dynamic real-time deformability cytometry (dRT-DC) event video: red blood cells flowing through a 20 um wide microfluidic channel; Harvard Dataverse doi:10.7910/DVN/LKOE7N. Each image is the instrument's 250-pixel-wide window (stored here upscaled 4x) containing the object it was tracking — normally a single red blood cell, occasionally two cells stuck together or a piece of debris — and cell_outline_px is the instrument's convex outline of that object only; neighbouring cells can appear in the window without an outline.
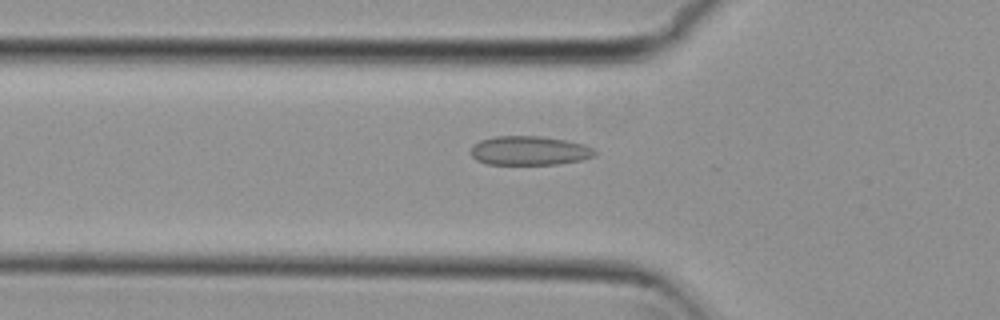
{"species": "common noctule bat (a hibernating species)", "species_latin": "Nyctalus noctula", "temperature_condition": "cold", "stored_images_in_passage": 38, "camera_frame_rate_fps": 3000, "um_per_image_px": 0.085, "animal": {"sex": "female", "body_mass_g": 29.2, "forearm_length_mm": 56.3}, "frame": {"image": 1, "passage_image": 3, "time_ms": 0.667, "image_size_px": [1000, 320], "cell_outline_px": [[596, 156], [580, 160], [560, 164], [488, 164], [476, 160], [472, 156], [472, 144], [480, 140], [492, 136], [540, 136], [564, 140], [584, 144], [592, 148], [596, 152]], "centroid_in_image_um": [44.99, 12.8], "position_along_channel_um": 80.8, "area_um2": 21.04}}
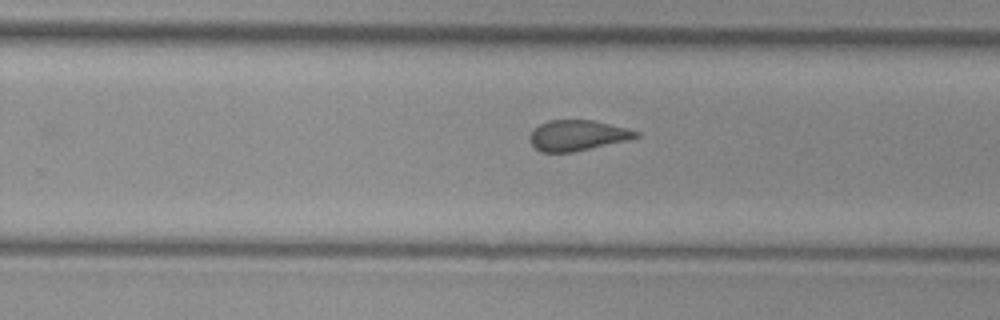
{"frame": {"image": 2, "passage_image": 19, "time_ms": 6.0, "image_size_px": [1000, 320], "cell_outline_px": [[640, 136], [628, 140], [572, 152], [540, 152], [528, 140], [528, 136], [532, 128], [548, 120], [592, 120], [640, 132]], "centroid_in_image_um": [49.02, 11.51], "position_along_channel_um": 280.8, "area_um2": 18.84}}
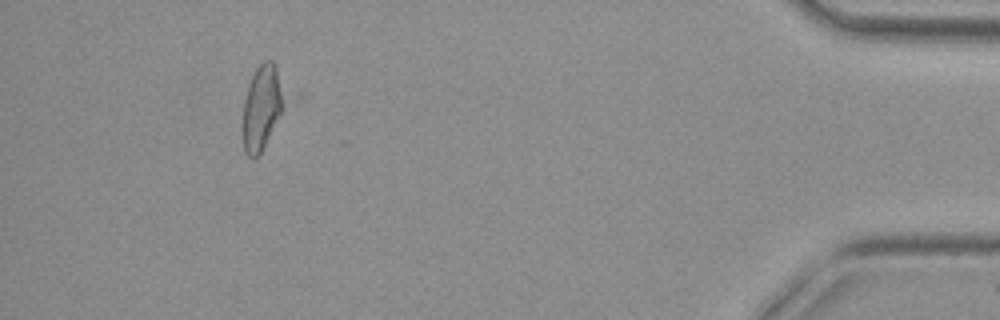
{"frame": {"image": 3, "passage_image": 35, "time_ms": 11.333, "image_size_px": [1000, 320], "cell_outline_px": [[288, 96], [260, 152], [252, 160], [244, 152], [244, 100], [248, 84], [256, 68], [264, 60], [272, 60], [276, 68]], "centroid_in_image_um": [22.28, 9.05], "position_along_channel_um": 412.9, "area_um2": 19.94}, "authors_computed_cell_mechanics": {"area_um2": 19.8832, "velocity_mm_per_s": 3.7411, "shape_relaxation_time_tau1_ms": null, "shape_relaxation_time_tau2_ms": 1.5604, "deformation_change_tau1": null, "deformation_change_tau2": 0.061}}